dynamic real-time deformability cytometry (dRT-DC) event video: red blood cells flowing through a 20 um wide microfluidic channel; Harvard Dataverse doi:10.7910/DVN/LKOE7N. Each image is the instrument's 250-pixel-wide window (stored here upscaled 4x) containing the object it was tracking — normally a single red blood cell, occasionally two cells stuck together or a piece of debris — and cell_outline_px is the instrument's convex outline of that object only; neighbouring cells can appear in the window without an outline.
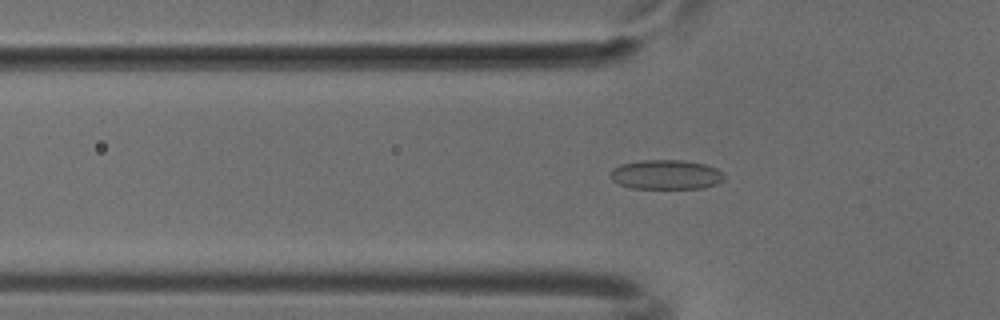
{"species": "common noctule bat (a hibernating species)", "species_latin": "Nyctalus noctula", "temperature_condition": "cold", "stored_images_in_passage": 51, "camera_frame_rate_fps": 3000, "um_per_image_px": 0.085, "animal": {"sex": "male", "body_mass_g": 18.8}, "frame": {"image": 1, "passage_image": 17, "time_ms": 5.333, "image_size_px": [1000, 320], "cell_outline_px": [[724, 180], [716, 184], [704, 188], [632, 188], [620, 184], [612, 180], [612, 168], [620, 164], [640, 160], [684, 160], [704, 164], [716, 168], [724, 176]], "centroid_in_image_um": [56.62, 14.83], "position_along_channel_um": 69.2, "area_um2": 19.48}}
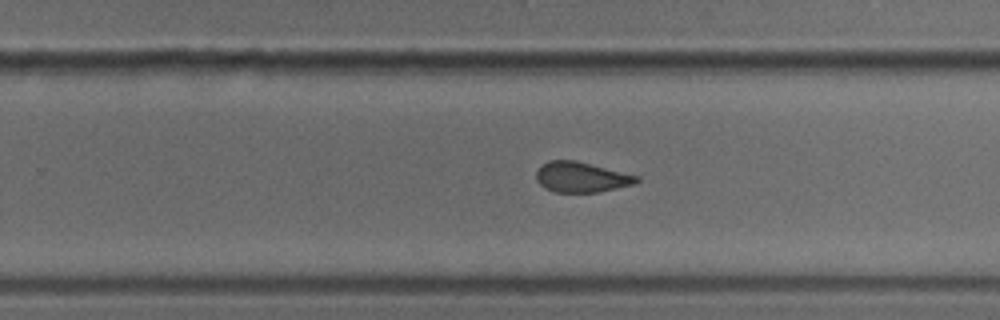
{"frame": {"image": 2, "passage_image": 33, "time_ms": 10.667, "image_size_px": [1000, 320], "cell_outline_px": [[640, 180], [636, 184], [600, 192], [556, 192], [544, 188], [536, 180], [536, 172], [548, 160], [576, 160], [640, 176]], "centroid_in_image_um": [49.45, 15.06], "position_along_channel_um": 280.3, "area_um2": 17.86}}
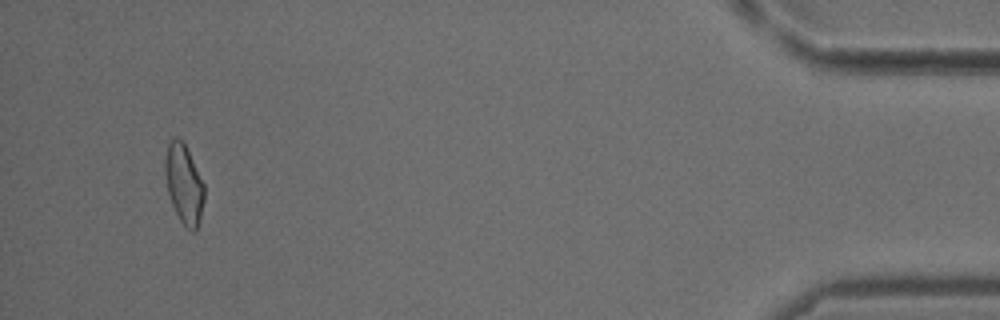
{"frame": {"image": 3, "passage_image": 49, "time_ms": 16.0, "image_size_px": [1000, 320], "cell_outline_px": [[204, 200], [200, 220], [196, 232], [192, 232], [180, 220], [172, 204], [168, 192], [164, 172], [164, 160], [168, 144], [172, 136], [176, 136], [184, 144], [204, 184]], "centroid_in_image_um": [15.62, 15.65], "position_along_channel_um": 419.6, "area_um2": 17.98}}